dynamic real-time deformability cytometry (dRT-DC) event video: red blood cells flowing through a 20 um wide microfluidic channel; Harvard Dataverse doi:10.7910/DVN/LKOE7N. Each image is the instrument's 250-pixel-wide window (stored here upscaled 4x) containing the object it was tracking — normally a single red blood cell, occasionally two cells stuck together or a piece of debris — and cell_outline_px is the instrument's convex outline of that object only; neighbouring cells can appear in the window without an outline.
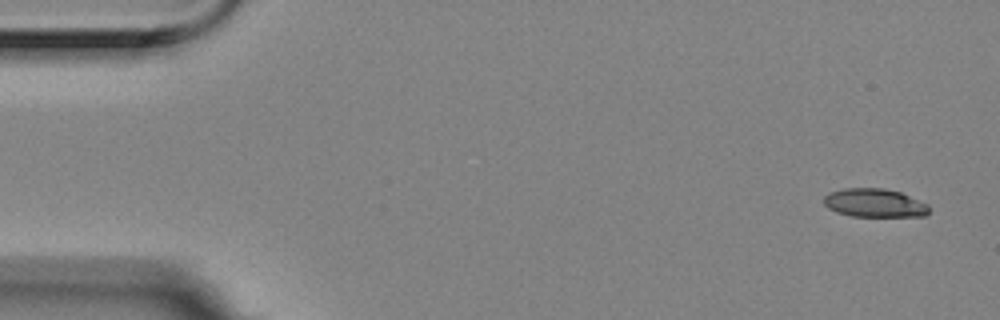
{"species": "Egyptian fruit bat (a non-hibernating species)", "species_latin": "Rousettus aegyptiacus", "temperature_condition": "room temperature", "stored_images_in_passage": 4, "camera_frame_rate_fps": 3000, "um_per_image_px": 0.085, "animal": {"sex": "female"}, "frame": {"image": 1, "passage_image": 1, "time_ms": 0.0, "image_size_px": [1000, 320], "cell_outline_px": [[928, 212], [924, 216], [852, 216], [836, 212], [828, 208], [824, 204], [824, 196], [832, 192], [844, 188], [884, 188], [900, 192], [928, 204]], "centroid_in_image_um": [74.32, 17.25], "position_along_channel_um": 10.7, "area_um2": 17.34}}
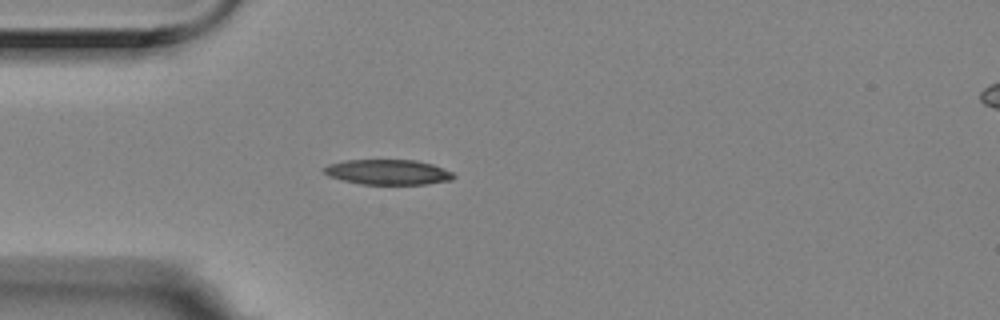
{"frame": {"image": 2, "passage_image": 4, "time_ms": 1.0, "image_size_px": [1000, 320], "cell_outline_px": [[456, 176], [452, 180], [428, 184], [360, 184], [328, 176], [324, 172], [324, 168], [328, 164], [344, 160], [416, 160], [432, 164], [444, 168], [452, 172]], "centroid_in_image_um": [33.0, 14.63], "position_along_channel_um": 52.0, "area_um2": 19.02}}